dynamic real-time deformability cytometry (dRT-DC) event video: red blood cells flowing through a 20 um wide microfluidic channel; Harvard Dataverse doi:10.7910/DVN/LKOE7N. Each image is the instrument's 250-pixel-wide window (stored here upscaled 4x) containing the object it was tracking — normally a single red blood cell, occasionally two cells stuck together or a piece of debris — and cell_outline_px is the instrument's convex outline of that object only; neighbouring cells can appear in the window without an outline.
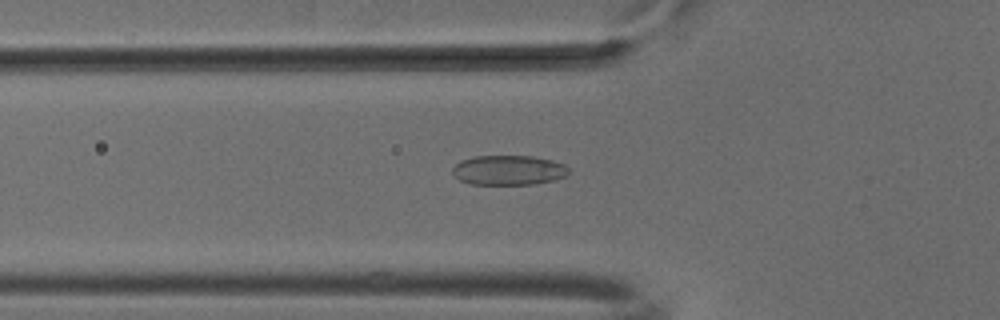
{"species": "common noctule bat (a hibernating species)", "species_latin": "Nyctalus noctula", "temperature_condition": "cold", "stored_images_in_passage": 38, "camera_frame_rate_fps": 3000, "um_per_image_px": 0.085, "animal": {"sex": "male", "body_mass_g": 18.8}, "frame": {"image": 1, "passage_image": 4, "time_ms": 1.0, "image_size_px": [1000, 320], "cell_outline_px": [[568, 172], [564, 176], [556, 180], [532, 184], [472, 184], [460, 180], [452, 172], [452, 168], [460, 160], [472, 156], [532, 156], [552, 160], [564, 164], [568, 168]], "centroid_in_image_um": [43.21, 14.45], "position_along_channel_um": 82.6, "area_um2": 20.11}}
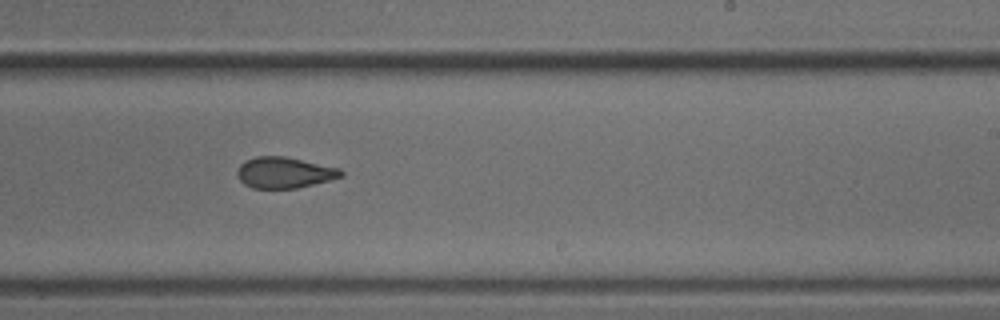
{"frame": {"image": 2, "passage_image": 18, "time_ms": 5.667, "image_size_px": [1000, 320], "cell_outline_px": [[344, 176], [296, 188], [252, 188], [244, 184], [236, 176], [236, 172], [240, 164], [244, 160], [256, 156], [284, 156], [340, 168], [344, 172]], "centroid_in_image_um": [24.13, 14.66], "position_along_channel_um": 264.9, "area_um2": 18.79}}
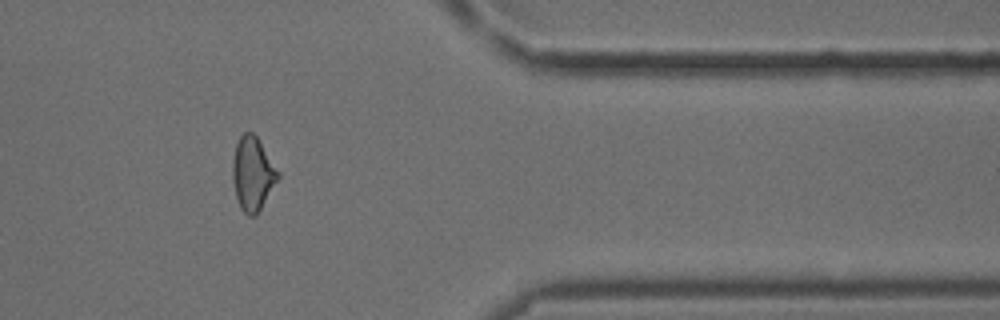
{"frame": {"image": 3, "passage_image": 29, "time_ms": 9.333, "image_size_px": [1000, 320], "cell_outline_px": [[280, 176], [260, 208], [252, 216], [248, 216], [240, 208], [236, 196], [232, 180], [232, 160], [236, 144], [240, 136], [244, 132], [252, 132], [256, 136], [280, 172]], "centroid_in_image_um": [21.46, 14.74], "position_along_channel_um": 389.9, "area_um2": 19.25}, "authors_computed_cell_mechanics": {"area_um2": 19.2474, "velocity_mm_per_s": 3.8821, "shape_relaxation_time_tau1_ms": 6.0141, "shape_relaxation_time_tau2_ms": 3.4862, "deformation_change_tau1": 0.1023, "deformation_change_tau2": 0.1001}}